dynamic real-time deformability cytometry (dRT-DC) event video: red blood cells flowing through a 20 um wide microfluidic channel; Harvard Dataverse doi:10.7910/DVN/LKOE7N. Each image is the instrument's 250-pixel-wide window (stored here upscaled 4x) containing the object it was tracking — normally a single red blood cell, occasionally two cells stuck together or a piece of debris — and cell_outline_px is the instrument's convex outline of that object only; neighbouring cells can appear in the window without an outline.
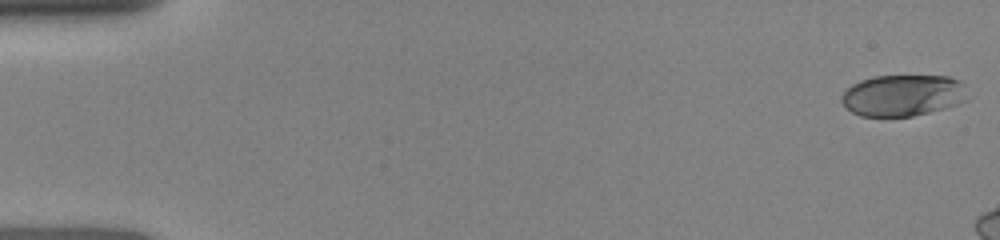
{"species": "human", "species_latin": "Homo sapiens", "temperature_condition": "room temperature", "stored_images_in_passage": 22, "camera_frame_rate_fps": 3000, "um_per_image_px": 0.085, "donor": {"sex": "female"}, "frame": {"image": 1, "passage_image": 1, "time_ms": 0.0, "image_size_px": [1000, 240], "cell_outline_px": [[968, 100], [944, 108], [912, 116], [860, 116], [852, 112], [840, 100], [844, 92], [852, 84], [860, 80], [876, 76], [948, 76], [960, 80], [964, 84]], "centroid_in_image_um": [76.76, 8.1], "position_along_channel_um": 8.2, "area_um2": 30.35}}